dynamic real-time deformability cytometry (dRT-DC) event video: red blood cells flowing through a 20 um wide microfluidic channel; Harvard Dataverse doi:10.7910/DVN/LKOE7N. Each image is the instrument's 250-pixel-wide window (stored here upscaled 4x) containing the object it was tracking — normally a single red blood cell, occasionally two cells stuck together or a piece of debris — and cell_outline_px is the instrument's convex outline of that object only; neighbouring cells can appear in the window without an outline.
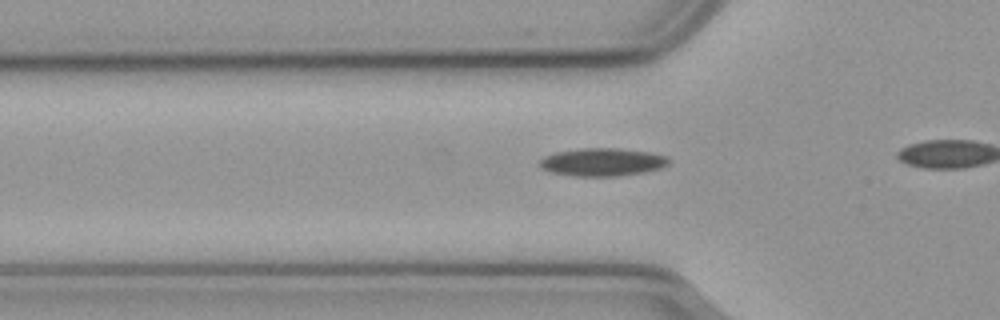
{"species": "common noctule bat (a hibernating species)", "species_latin": "Nyctalus noctula", "temperature_condition": "cold", "stored_images_in_passage": 12, "camera_frame_rate_fps": 3000, "um_per_image_px": 0.085, "animal": {"sex": "male", "body_mass_g": 23.1, "forearm_length_mm": 52.7}, "frame": {"image": 1, "passage_image": 3, "time_ms": 0.667, "image_size_px": [1000, 320], "cell_outline_px": [[668, 164], [660, 168], [644, 172], [616, 176], [572, 176], [552, 172], [540, 168], [536, 164], [544, 156], [556, 152], [580, 148], [616, 148], [648, 152], [664, 156], [668, 160]], "centroid_in_image_um": [51.12, 13.78], "position_along_channel_um": 74.7, "area_um2": 20.92}}
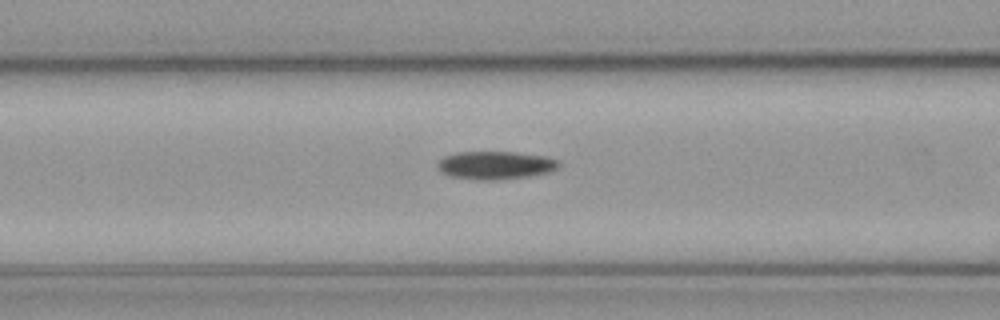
{"frame": {"image": 2, "passage_image": 7, "time_ms": 2.0, "image_size_px": [1000, 320], "cell_outline_px": [[560, 164], [556, 168], [548, 172], [528, 176], [492, 180], [480, 180], [452, 176], [444, 172], [436, 164], [444, 156], [456, 152], [516, 152], [544, 156], [556, 160]], "centroid_in_image_um": [42.1, 14.03], "position_along_channel_um": 124.5, "area_um2": 19.42}}